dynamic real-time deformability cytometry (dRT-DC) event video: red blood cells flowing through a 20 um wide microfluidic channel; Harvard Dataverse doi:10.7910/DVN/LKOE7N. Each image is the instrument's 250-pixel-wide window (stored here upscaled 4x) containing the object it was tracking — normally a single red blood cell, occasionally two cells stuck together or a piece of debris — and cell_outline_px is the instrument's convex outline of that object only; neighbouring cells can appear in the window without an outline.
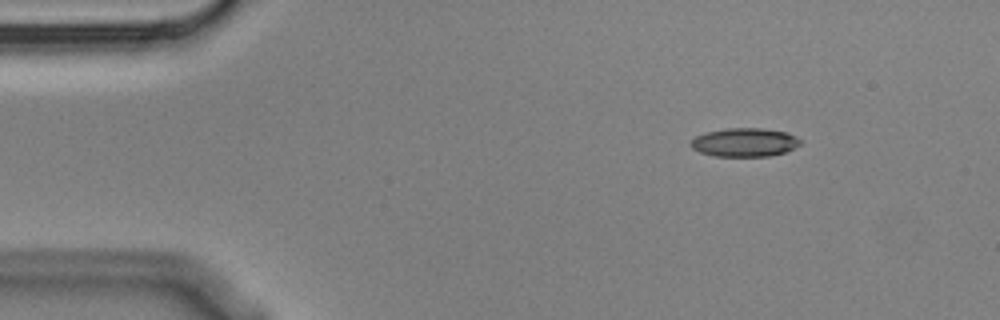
{"species": "Egyptian fruit bat (a non-hibernating species)", "species_latin": "Rousettus aegyptiacus", "temperature_condition": "cold", "stored_images_in_passage": 5, "camera_frame_rate_fps": 3000, "um_per_image_px": 0.085, "animal": {"sex": "male"}, "frame": {"image": 1, "passage_image": 1, "time_ms": 0.0, "image_size_px": [1000, 320], "cell_outline_px": [[800, 144], [784, 152], [768, 156], [716, 156], [700, 152], [692, 148], [688, 144], [696, 136], [704, 132], [728, 128], [764, 128], [788, 132], [796, 136], [800, 140]], "centroid_in_image_um": [63.27, 12.08], "position_along_channel_um": 21.7, "area_um2": 18.26}}
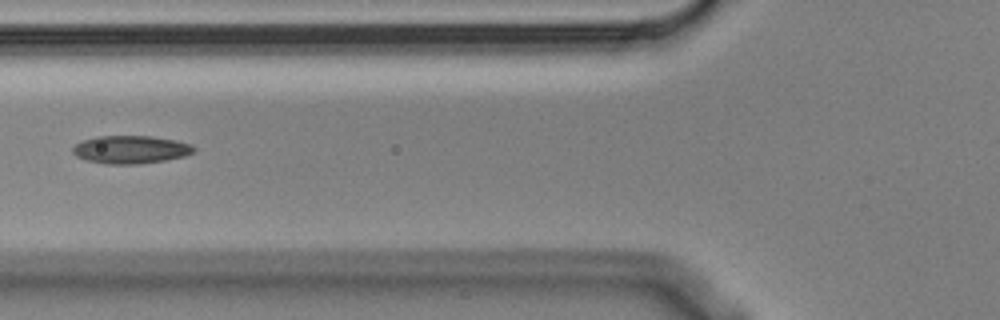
{"frame": {"image": 2, "passage_image": 5, "time_ms": 1.333, "image_size_px": [1000, 320], "cell_outline_px": [[196, 148], [192, 152], [184, 156], [164, 160], [136, 164], [108, 164], [88, 160], [76, 156], [72, 152], [72, 148], [76, 144], [84, 140], [96, 136], [152, 136], [176, 140], [192, 144]], "centroid_in_image_um": [11.11, 12.7], "position_along_channel_um": 114.7, "area_um2": 19.59}}